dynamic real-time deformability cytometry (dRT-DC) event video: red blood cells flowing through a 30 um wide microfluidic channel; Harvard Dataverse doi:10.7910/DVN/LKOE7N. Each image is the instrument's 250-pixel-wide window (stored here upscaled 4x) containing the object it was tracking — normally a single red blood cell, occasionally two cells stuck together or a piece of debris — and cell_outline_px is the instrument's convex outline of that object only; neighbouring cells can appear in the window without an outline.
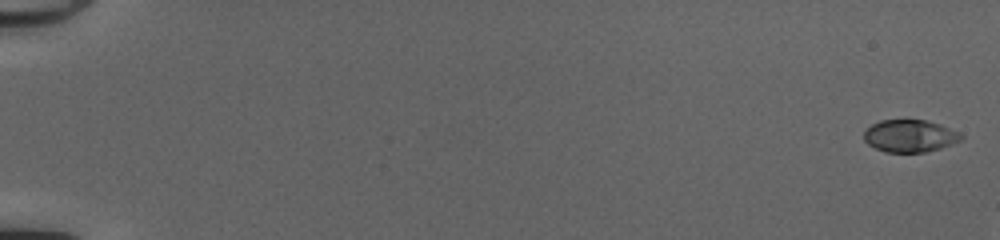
{"species": "common noctule bat (a hibernating species)", "species_latin": "Nyctalus noctula", "temperature_condition": "cold", "stored_images_in_passage": 49, "camera_frame_rate_fps": 3000, "um_per_image_px": 0.085, "animal": {"sex": "female", "body_mass_g": 20.0, "forearm_length_mm": 54.0}, "frame": {"image": 1, "passage_image": 1, "time_ms": 0.0, "image_size_px": [1000, 240], "cell_outline_px": [[964, 136], [960, 140], [952, 144], [940, 148], [924, 152], [884, 152], [868, 144], [864, 140], [864, 132], [872, 124], [880, 120], [924, 120], [940, 124], [960, 132]], "centroid_in_image_um": [77.34, 11.55], "position_along_channel_um": 7.7, "area_um2": 18.26}}
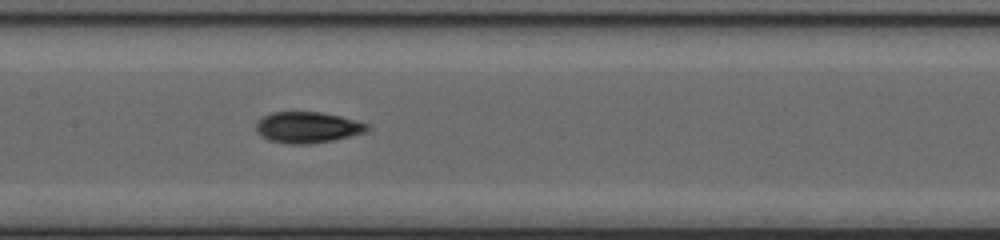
{"frame": {"image": 2, "passage_image": 28, "time_ms": 9.0, "image_size_px": [1000, 240], "cell_outline_px": [[372, 128], [364, 132], [332, 140], [308, 144], [288, 144], [268, 140], [260, 136], [256, 132], [256, 124], [260, 116], [272, 112], [320, 112], [340, 116], [368, 124]], "centroid_in_image_um": [26.08, 10.82], "position_along_channel_um": 181.3, "area_um2": 20.17}}
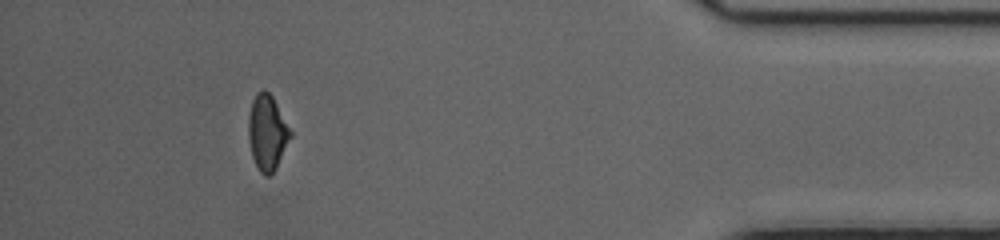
{"frame": {"image": 3, "passage_image": 48, "time_ms": 15.667, "image_size_px": [1000, 240], "cell_outline_px": [[292, 136], [276, 168], [268, 176], [264, 176], [260, 172], [252, 156], [248, 136], [248, 116], [252, 100], [256, 92], [264, 88], [272, 96], [292, 132]], "centroid_in_image_um": [22.71, 11.24], "position_along_channel_um": 412.5, "area_um2": 18.44}}